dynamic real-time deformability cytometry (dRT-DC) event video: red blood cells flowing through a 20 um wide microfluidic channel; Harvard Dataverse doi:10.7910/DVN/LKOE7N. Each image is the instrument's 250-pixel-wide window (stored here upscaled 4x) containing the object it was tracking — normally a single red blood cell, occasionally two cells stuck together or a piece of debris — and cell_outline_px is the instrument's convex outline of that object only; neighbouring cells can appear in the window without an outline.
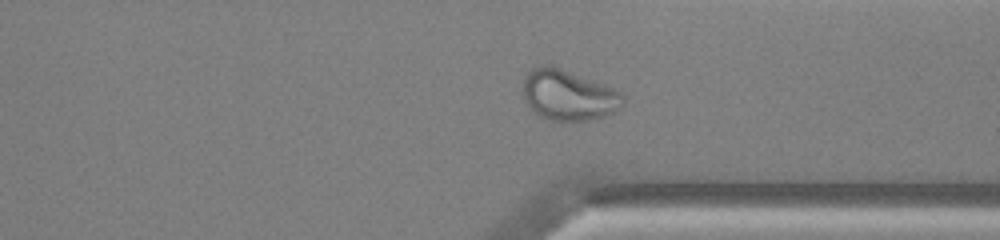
{"species": "common noctule bat (a hibernating species)", "species_latin": "Nyctalus noctula", "temperature_condition": "warm", "stored_images_in_passage": 44, "camera_frame_rate_fps": 3000, "um_per_image_px": 0.085, "animal": {"sex": "male", "body_mass_g": 13.0, "forearm_length_mm": 53.1}, "frame": {"image": 1, "passage_image": 32, "time_ms": 10.333, "image_size_px": [1000, 240], "cell_outline_px": [[624, 100], [620, 108], [616, 112], [604, 116], [588, 120], [552, 120], [536, 116], [524, 100], [524, 76], [532, 68], [540, 64], [552, 64], [612, 88], [620, 92], [624, 96]], "centroid_in_image_um": [48.28, 8.08], "position_along_channel_um": 363.1, "area_um2": 29.54}}